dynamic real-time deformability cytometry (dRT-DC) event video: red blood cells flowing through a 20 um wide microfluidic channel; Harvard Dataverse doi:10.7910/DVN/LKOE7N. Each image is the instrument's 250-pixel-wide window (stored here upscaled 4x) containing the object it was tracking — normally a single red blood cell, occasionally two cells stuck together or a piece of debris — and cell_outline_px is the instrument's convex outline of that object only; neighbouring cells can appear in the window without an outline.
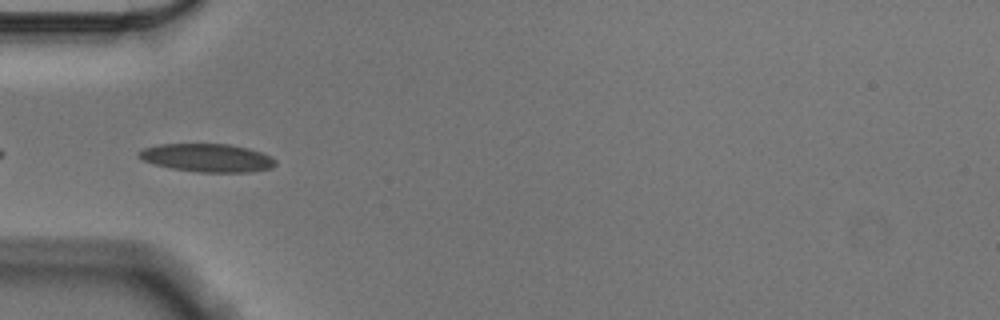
{"species": "Egyptian fruit bat (a non-hibernating species)", "species_latin": "Rousettus aegyptiacus", "temperature_condition": "cold", "stored_images_in_passage": 40, "camera_frame_rate_fps": 3000, "um_per_image_px": 0.085, "animal": {"sex": "male"}, "frame": {"image": 1, "passage_image": 2, "time_ms": 0.333, "image_size_px": [1000, 320], "cell_outline_px": [[276, 164], [272, 168], [252, 172], [200, 172], [172, 168], [156, 164], [144, 160], [136, 152], [144, 148], [160, 144], [228, 144], [248, 148], [260, 152], [276, 160]], "centroid_in_image_um": [17.64, 13.41], "position_along_channel_um": 67.4, "area_um2": 22.2}}
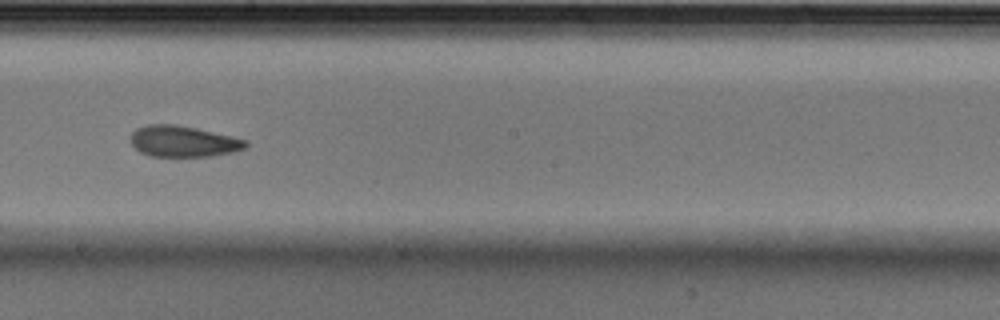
{"frame": {"image": 2, "passage_image": 16, "time_ms": 5.0, "image_size_px": [1000, 320], "cell_outline_px": [[248, 148], [232, 152], [212, 156], [152, 156], [140, 152], [132, 144], [132, 132], [136, 128], [148, 124], [176, 124], [196, 128], [232, 136], [248, 140]], "centroid_in_image_um": [15.61, 12.01], "position_along_channel_um": 232.6, "area_um2": 20.87}}
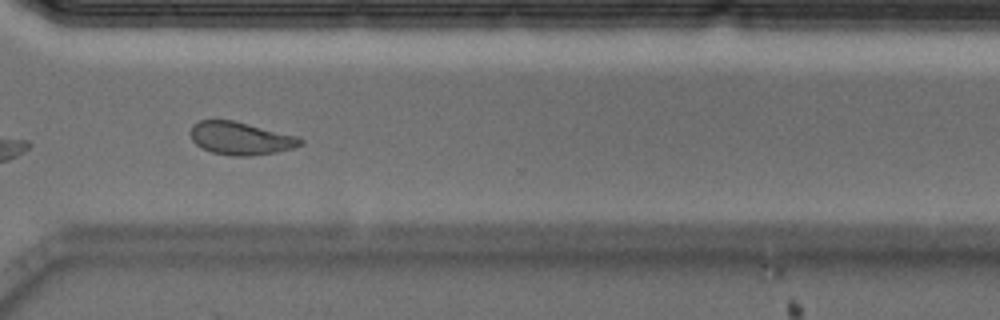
{"frame": {"image": 3, "passage_image": 26, "time_ms": 8.333, "image_size_px": [1000, 320], "cell_outline_px": [[304, 144], [292, 148], [276, 152], [248, 156], [232, 156], [212, 152], [200, 148], [192, 140], [192, 124], [200, 120], [232, 120], [300, 136], [304, 140]], "centroid_in_image_um": [20.49, 11.76], "position_along_channel_um": 350.1, "area_um2": 21.1}, "authors_computed_cell_mechanics": {"area_um2": 21.5016, "velocity_mm_per_s": 3.5296, "shape_relaxation_time_tau1_ms": 7.6996, "shape_relaxation_time_tau2_ms": 2.1922, "deformation_change_tau1": 0.1632, "deformation_change_tau2": 0.0814}}